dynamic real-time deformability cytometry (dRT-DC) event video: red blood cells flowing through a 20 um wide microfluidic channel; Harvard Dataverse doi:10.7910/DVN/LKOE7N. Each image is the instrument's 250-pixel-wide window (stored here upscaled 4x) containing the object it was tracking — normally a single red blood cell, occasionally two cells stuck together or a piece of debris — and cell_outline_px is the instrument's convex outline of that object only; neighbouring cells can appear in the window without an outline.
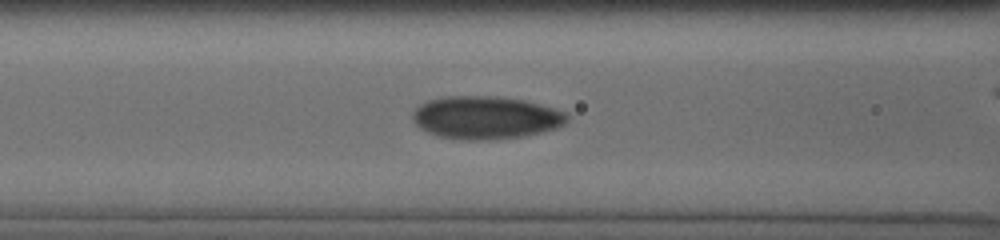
{"species": "human", "species_latin": "Homo sapiens", "temperature_condition": "cold", "stored_images_in_passage": 9, "segment_of_instrument_passage": [1, 2], "camera_frame_rate_fps": 3000, "um_per_image_px": 0.085, "donor": {"sex": "male"}, "frame": {"image": 1, "passage_image": 7, "time_ms": 3.333, "image_size_px": [1000, 240], "cell_outline_px": [[568, 120], [564, 124], [556, 128], [524, 136], [488, 140], [464, 140], [436, 136], [420, 128], [412, 120], [412, 112], [420, 104], [428, 100], [448, 96], [496, 96], [524, 100], [568, 112]], "centroid_in_image_um": [41.27, 10.0], "position_along_channel_um": 125.3, "area_um2": 38.73}}